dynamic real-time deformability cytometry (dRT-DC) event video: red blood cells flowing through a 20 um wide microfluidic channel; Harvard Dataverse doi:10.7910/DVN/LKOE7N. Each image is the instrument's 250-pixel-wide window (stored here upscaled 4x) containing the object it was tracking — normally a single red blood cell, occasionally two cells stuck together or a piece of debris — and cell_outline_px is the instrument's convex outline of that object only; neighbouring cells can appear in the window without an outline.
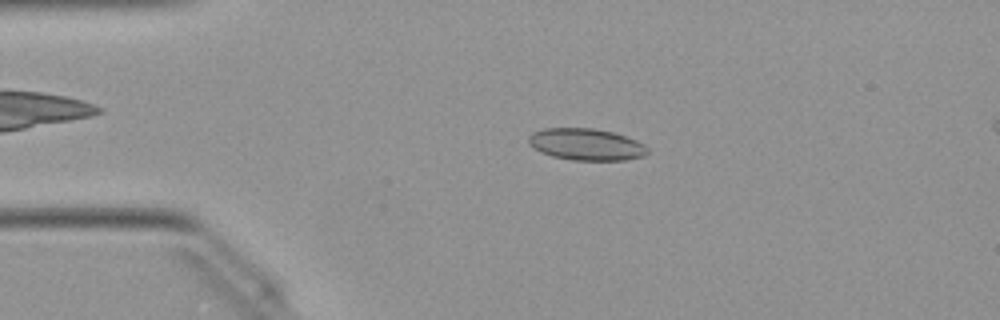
{"species": "Egyptian fruit bat (a non-hibernating species)", "species_latin": "Rousettus aegyptiacus", "temperature_condition": "warm", "stored_images_in_passage": 29, "camera_frame_rate_fps": 3000, "um_per_image_px": 0.085, "animal": {"sex": "female"}, "frame": {"image": 1, "passage_image": 2, "time_ms": 0.333, "image_size_px": [1000, 320], "cell_outline_px": [[648, 152], [644, 156], [624, 160], [572, 160], [552, 156], [540, 152], [528, 144], [528, 136], [532, 132], [544, 128], [596, 128], [616, 132], [636, 140], [644, 144], [648, 148]], "centroid_in_image_um": [49.82, 12.26], "position_along_channel_um": 35.2, "area_um2": 22.31}}
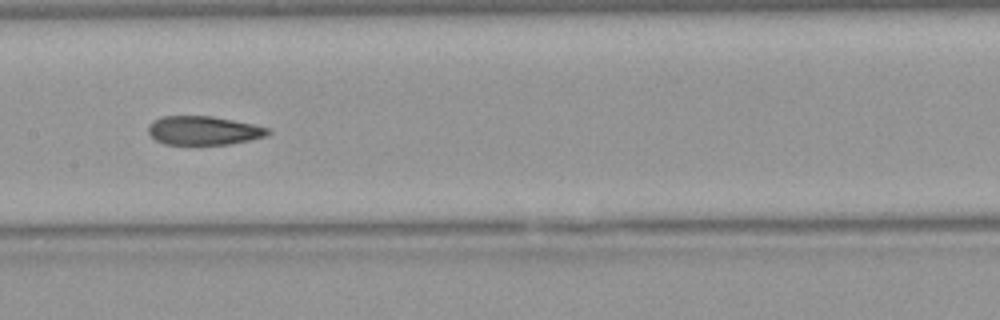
{"frame": {"image": 2, "passage_image": 16, "time_ms": 5.0, "image_size_px": [1000, 320], "cell_outline_px": [[272, 132], [264, 136], [248, 140], [228, 144], [164, 144], [156, 140], [148, 132], [148, 124], [152, 120], [160, 116], [212, 116], [272, 128]], "centroid_in_image_um": [17.28, 11.08], "position_along_channel_um": 190.1, "area_um2": 20.06}}
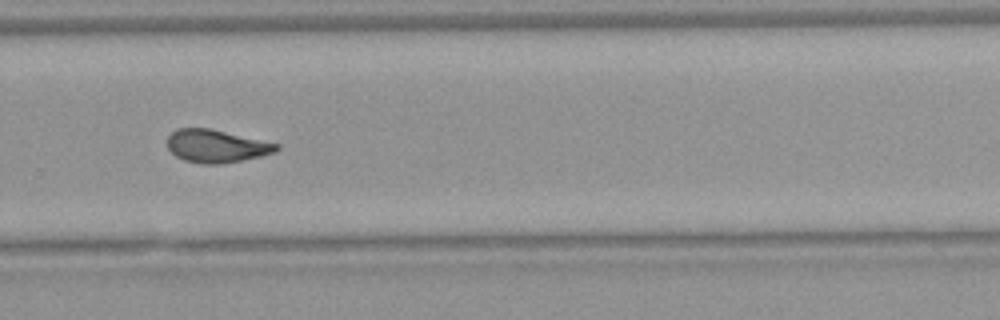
{"frame": {"image": 3, "passage_image": 25, "time_ms": 8.0, "image_size_px": [1000, 320], "cell_outline_px": [[280, 148], [276, 152], [260, 156], [220, 164], [204, 164], [184, 160], [176, 156], [168, 148], [168, 136], [176, 128], [208, 128], [280, 144]], "centroid_in_image_um": [18.39, 12.41], "position_along_channel_um": 311.4, "area_um2": 20.69}, "authors_computed_cell_mechanics": {"area_um2": 20.9814, "velocity_mm_per_s": 4.0527, "shape_relaxation_time_tau1_ms": null, "shape_relaxation_time_tau2_ms": 1.4452, "deformation_change_tau1": null, "deformation_change_tau2": 0.0803}}